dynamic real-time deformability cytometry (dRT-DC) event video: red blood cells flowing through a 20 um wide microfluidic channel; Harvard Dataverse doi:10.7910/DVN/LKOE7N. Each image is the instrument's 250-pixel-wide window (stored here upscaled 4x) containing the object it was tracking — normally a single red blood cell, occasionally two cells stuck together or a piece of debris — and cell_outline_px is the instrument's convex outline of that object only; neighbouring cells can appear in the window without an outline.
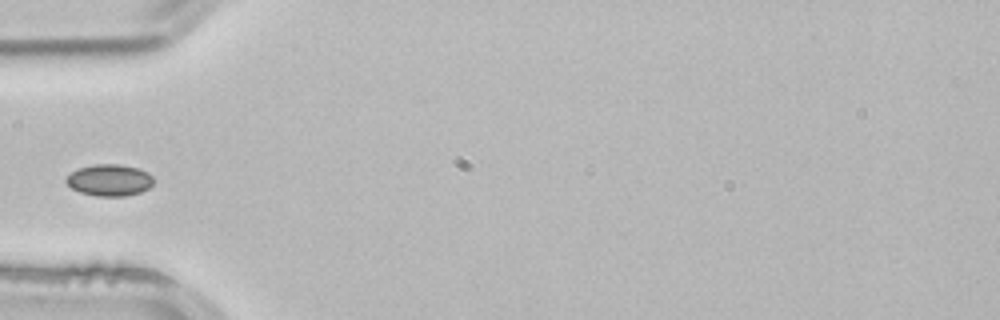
{"species": "common noctule bat (a hibernating species)", "species_latin": "Nyctalus noctula", "temperature_condition": "room temperature", "stored_images_in_passage": 4, "segment_of_instrument_passage": [2, 2], "camera_frame_rate_fps": 3000, "um_per_image_px": 0.085, "animal": {"sex": "male", "body_mass_g": 21.5, "forearm_length_mm": 52.0}, "frame": {"image": 1, "passage_image": 4, "time_ms": 1.0, "image_size_px": [1000, 320], "cell_outline_px": [[152, 184], [148, 188], [140, 192], [124, 196], [96, 196], [80, 192], [72, 188], [64, 180], [72, 172], [80, 168], [96, 164], [120, 164], [136, 168], [148, 172], [152, 176]], "centroid_in_image_um": [9.3, 15.31], "position_along_channel_um": 75.7, "area_um2": 15.9}}